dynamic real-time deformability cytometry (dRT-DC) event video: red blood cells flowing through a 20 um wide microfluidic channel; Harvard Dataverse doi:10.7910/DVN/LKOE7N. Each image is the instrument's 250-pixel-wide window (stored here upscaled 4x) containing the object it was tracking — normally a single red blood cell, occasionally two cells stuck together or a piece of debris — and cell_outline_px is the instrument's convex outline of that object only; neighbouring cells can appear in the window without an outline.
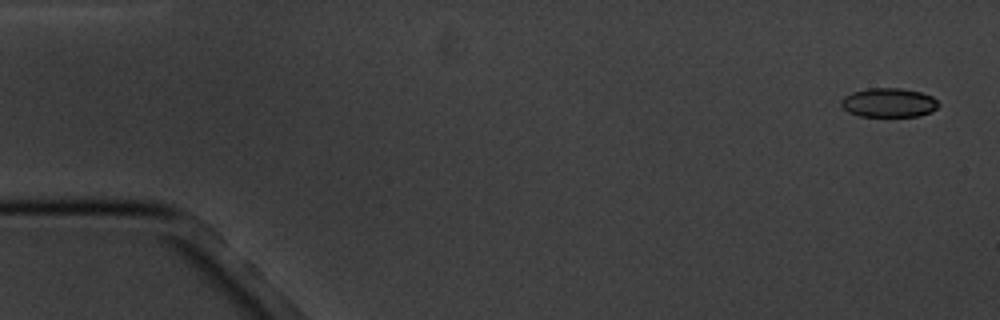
{"species": "common noctule bat (a hibernating species)", "species_latin": "Nyctalus noctula", "temperature_condition": "cold", "stored_images_in_passage": 3, "camera_frame_rate_fps": 3000, "um_per_image_px": 0.085, "animal": {"sex": "male", "body_mass_g": 20.1, "forearm_length_mm": 53.5}, "frame": {"image": 1, "passage_image": 1, "time_ms": 0.0, "image_size_px": [1000, 320], "cell_outline_px": [[940, 104], [932, 112], [920, 116], [860, 116], [848, 112], [840, 104], [840, 100], [844, 96], [852, 92], [868, 88], [900, 88], [920, 92], [932, 96]], "centroid_in_image_um": [75.54, 8.72], "position_along_channel_um": 9.5, "area_um2": 16.59}}